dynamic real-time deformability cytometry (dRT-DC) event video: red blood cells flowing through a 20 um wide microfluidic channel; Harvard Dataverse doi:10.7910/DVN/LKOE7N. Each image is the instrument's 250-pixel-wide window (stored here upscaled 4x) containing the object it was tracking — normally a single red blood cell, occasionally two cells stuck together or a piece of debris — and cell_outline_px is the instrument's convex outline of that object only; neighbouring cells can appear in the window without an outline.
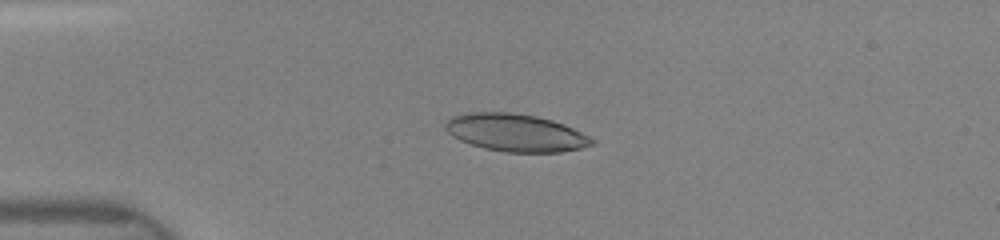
{"species": "human", "species_latin": "Homo sapiens", "temperature_condition": "room temperature", "stored_images_in_passage": 16, "camera_frame_rate_fps": 3000, "um_per_image_px": 0.085, "donor": {"sex": "female"}, "frame": {"image": 1, "passage_image": 10, "time_ms": 3.667, "image_size_px": [1000, 240], "cell_outline_px": [[596, 144], [580, 148], [560, 152], [504, 152], [484, 148], [460, 140], [452, 136], [444, 128], [444, 124], [452, 116], [468, 112], [508, 112], [536, 116], [552, 120], [564, 124], [596, 140]], "centroid_in_image_um": [43.82, 11.28], "position_along_channel_um": 41.2, "area_um2": 32.02}}
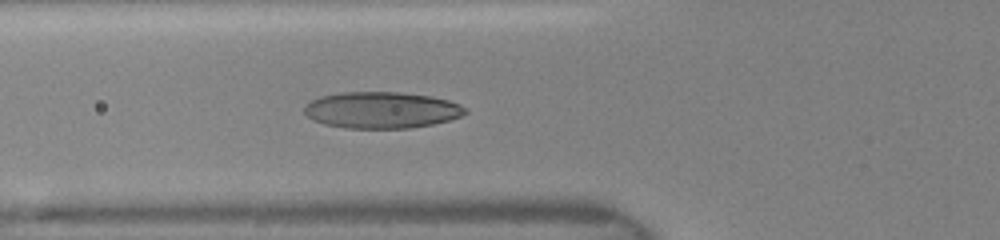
{"frame": {"image": 2, "passage_image": 16, "time_ms": 5.667, "image_size_px": [1000, 240], "cell_outline_px": [[468, 112], [460, 116], [448, 120], [432, 124], [408, 128], [348, 128], [324, 124], [312, 120], [304, 112], [304, 108], [312, 100], [320, 96], [340, 92], [400, 92], [428, 96], [448, 100], [460, 104], [468, 108]], "centroid_in_image_um": [32.43, 9.35], "position_along_channel_um": 93.4, "area_um2": 34.1}}